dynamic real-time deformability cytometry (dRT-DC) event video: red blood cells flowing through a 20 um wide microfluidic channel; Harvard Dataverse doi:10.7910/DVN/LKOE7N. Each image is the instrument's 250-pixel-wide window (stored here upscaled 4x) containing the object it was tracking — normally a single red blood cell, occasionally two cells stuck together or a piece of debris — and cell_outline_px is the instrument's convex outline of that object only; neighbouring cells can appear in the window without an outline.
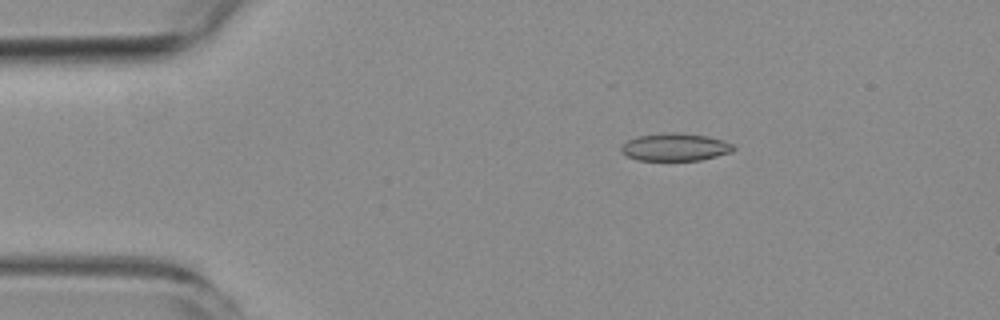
{"species": "common noctule bat (a hibernating species)", "species_latin": "Nyctalus noctula", "temperature_condition": "room temperature", "stored_images_in_passage": 4, "camera_frame_rate_fps": 3000, "um_per_image_px": 0.085, "animal": {"sex": "female", "body_mass_g": 19.3, "forearm_length_mm": 54.1}, "frame": {"image": 1, "passage_image": 3, "time_ms": 2.333, "image_size_px": [1000, 320], "cell_outline_px": [[736, 148], [732, 152], [700, 160], [636, 160], [620, 152], [620, 148], [628, 140], [636, 136], [668, 132], [676, 132], [708, 136], [724, 140], [732, 144]], "centroid_in_image_um": [57.39, 12.49], "position_along_channel_um": 27.6, "area_um2": 18.15}}